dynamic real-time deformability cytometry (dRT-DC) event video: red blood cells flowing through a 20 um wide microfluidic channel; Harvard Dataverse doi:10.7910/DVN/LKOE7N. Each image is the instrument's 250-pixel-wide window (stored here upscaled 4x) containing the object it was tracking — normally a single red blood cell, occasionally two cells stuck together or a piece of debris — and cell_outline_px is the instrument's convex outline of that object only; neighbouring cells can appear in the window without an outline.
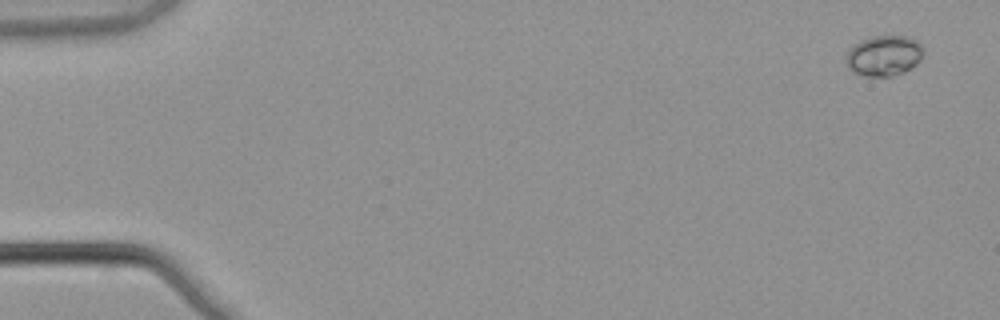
{"species": "common noctule bat (a hibernating species)", "species_latin": "Nyctalus noctula", "temperature_condition": "warm", "stored_images_in_passage": 8, "camera_frame_rate_fps": 3000, "um_per_image_px": 0.085, "animal": {"sex": "male", "body_mass_g": 21.5, "forearm_length_mm": 52.0}, "frame": {"image": 1, "passage_image": 1, "time_ms": 0.0, "image_size_px": [1000, 320], "cell_outline_px": [[924, 52], [920, 60], [916, 64], [904, 72], [892, 76], [864, 76], [852, 72], [848, 68], [844, 60], [844, 56], [848, 48], [860, 40], [872, 36], [912, 36], [924, 48]], "centroid_in_image_um": [75.1, 4.72], "position_along_channel_um": 9.9, "area_um2": 18.73}}
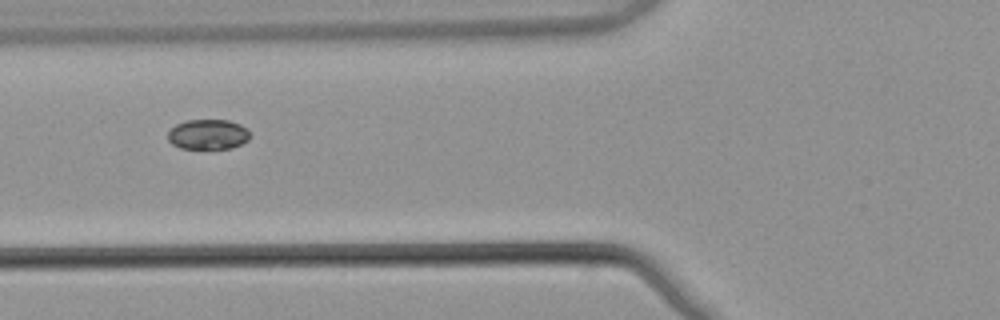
{"frame": {"image": 2, "passage_image": 6, "time_ms": 1.667, "image_size_px": [1000, 320], "cell_outline_px": [[248, 140], [232, 148], [180, 148], [172, 144], [168, 140], [168, 132], [176, 124], [184, 120], [228, 120], [240, 124], [248, 128]], "centroid_in_image_um": [17.66, 11.41], "position_along_channel_um": 108.1, "area_um2": 14.33}}
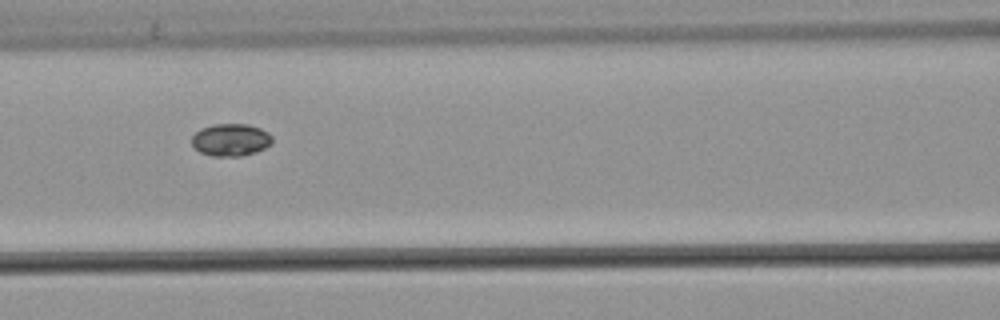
{"frame": {"image": 3, "passage_image": 7, "time_ms": 2.0, "image_size_px": [1000, 320], "cell_outline_px": [[272, 144], [256, 152], [240, 156], [212, 156], [200, 152], [192, 144], [192, 136], [200, 128], [212, 124], [248, 124], [260, 128], [268, 132], [272, 136]], "centroid_in_image_um": [19.62, 11.88], "position_along_channel_um": 147.0, "area_um2": 15.26}}